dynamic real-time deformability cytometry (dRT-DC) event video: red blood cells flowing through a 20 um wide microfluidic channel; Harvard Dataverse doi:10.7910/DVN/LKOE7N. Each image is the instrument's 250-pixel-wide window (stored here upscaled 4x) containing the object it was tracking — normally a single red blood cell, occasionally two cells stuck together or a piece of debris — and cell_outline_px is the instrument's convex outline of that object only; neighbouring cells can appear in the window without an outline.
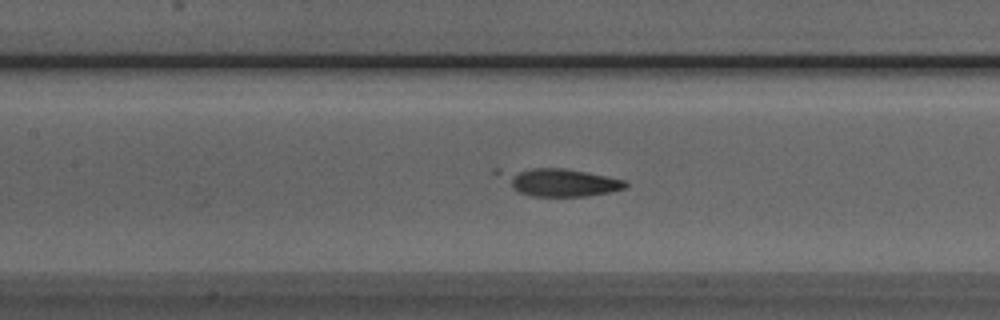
{"species": "Egyptian fruit bat (a non-hibernating species)", "species_latin": "Rousettus aegyptiacus", "temperature_condition": "room temperature", "stored_images_in_passage": 48, "camera_frame_rate_fps": 3000, "um_per_image_px": 0.085, "animal": {"sex": "male"}, "frame": {"image": 1, "passage_image": 18, "time_ms": 5.667, "image_size_px": [1000, 320], "cell_outline_px": [[628, 184], [624, 188], [608, 192], [584, 196], [532, 196], [520, 192], [512, 188], [492, 172], [496, 168], [564, 168], [624, 180]], "centroid_in_image_um": [47.39, 15.46], "position_along_channel_um": 160.0, "area_um2": 20.29}}
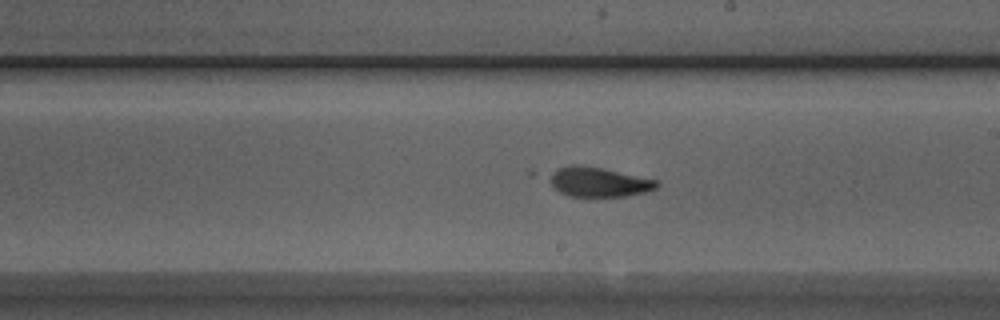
{"frame": {"image": 2, "passage_image": 24, "time_ms": 7.667, "image_size_px": [1000, 320], "cell_outline_px": [[660, 184], [656, 188], [644, 192], [624, 196], [568, 196], [528, 176], [528, 172], [532, 168], [568, 164], [580, 164], [604, 168], [660, 180]], "centroid_in_image_um": [50.3, 15.36], "position_along_channel_um": 238.7, "area_um2": 21.44}}
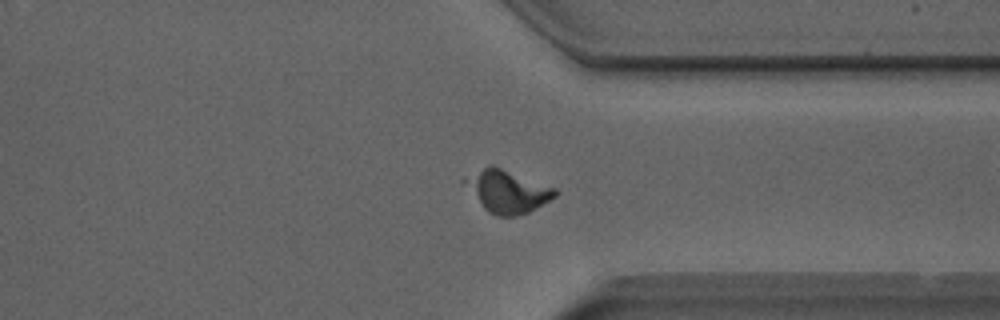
{"frame": {"image": 3, "passage_image": 34, "time_ms": 11.0, "image_size_px": [1000, 320], "cell_outline_px": [[556, 196], [528, 212], [512, 216], [496, 216], [488, 212], [484, 208], [460, 180], [488, 164], [492, 164], [556, 188]], "centroid_in_image_um": [43.08, 16.24], "position_along_channel_um": 368.3, "area_um2": 22.14}}